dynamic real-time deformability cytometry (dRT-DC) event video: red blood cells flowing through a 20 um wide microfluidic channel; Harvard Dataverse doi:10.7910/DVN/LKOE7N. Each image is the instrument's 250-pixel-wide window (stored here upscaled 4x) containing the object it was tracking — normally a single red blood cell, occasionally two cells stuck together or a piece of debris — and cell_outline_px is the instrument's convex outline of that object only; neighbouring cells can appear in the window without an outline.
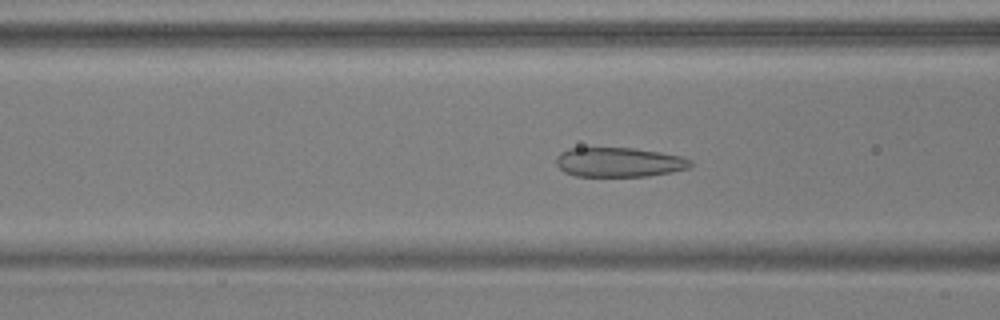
{"species": "common noctule bat (a hibernating species)", "species_latin": "Nyctalus noctula", "temperature_condition": "warm", "stored_images_in_passage": 43, "camera_frame_rate_fps": 3000, "um_per_image_px": 0.085, "animal": {"sex": "male", "body_mass_g": 17.9, "forearm_length_mm": 54.2}, "frame": {"image": 1, "passage_image": 21, "time_ms": 6.667, "image_size_px": [1000, 320], "cell_outline_px": [[692, 164], [688, 168], [672, 172], [648, 176], [576, 176], [564, 172], [556, 164], [556, 156], [560, 152], [568, 148], [632, 148], [660, 152], [680, 156], [692, 160]], "centroid_in_image_um": [52.6, 13.79], "position_along_channel_um": 114.0, "area_um2": 23.12}}
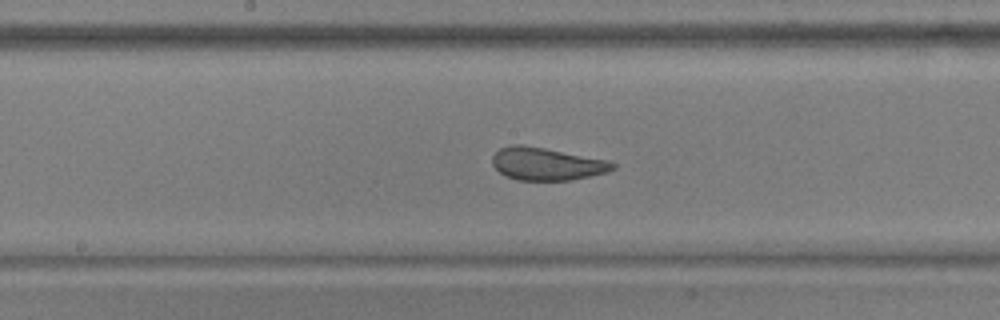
{"frame": {"image": 2, "passage_image": 28, "time_ms": 9.0, "image_size_px": [1000, 320], "cell_outline_px": [[616, 168], [608, 172], [572, 180], [516, 180], [504, 176], [492, 164], [492, 156], [500, 148], [512, 144], [520, 144], [544, 148], [608, 160], [616, 164]], "centroid_in_image_um": [46.46, 13.94], "position_along_channel_um": 201.7, "area_um2": 22.95}}
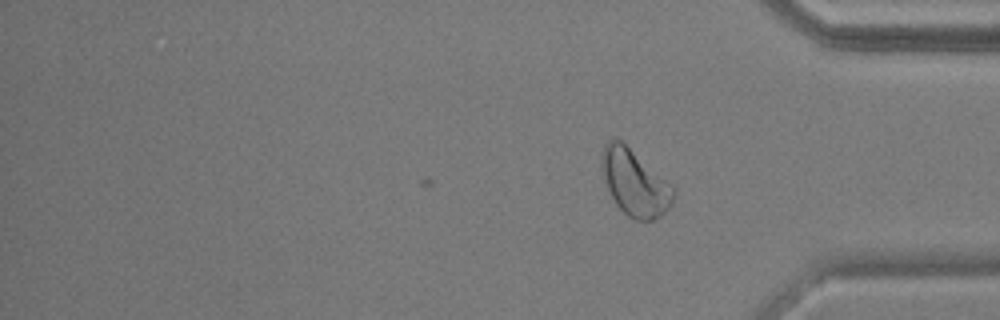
{"frame": {"image": 3, "passage_image": 43, "time_ms": 14.0, "image_size_px": [1000, 320], "cell_outline_px": [[676, 192], [672, 204], [660, 216], [652, 220], [636, 220], [628, 216], [616, 204], [604, 180], [600, 168], [600, 156], [604, 144], [612, 136], [616, 136], [672, 184], [676, 188]], "centroid_in_image_um": [53.94, 15.49], "position_along_channel_um": 381.3, "area_um2": 27.98}, "authors_computed_cell_mechanics": {"area_um2": 23.9292, "velocity_mm_per_s": 3.7548, "shape_relaxation_time_tau1_ms": 3.7988, "shape_relaxation_time_tau2_ms": 1.0639, "deformation_change_tau1": 0.1311, "deformation_change_tau2": 0.0842}}